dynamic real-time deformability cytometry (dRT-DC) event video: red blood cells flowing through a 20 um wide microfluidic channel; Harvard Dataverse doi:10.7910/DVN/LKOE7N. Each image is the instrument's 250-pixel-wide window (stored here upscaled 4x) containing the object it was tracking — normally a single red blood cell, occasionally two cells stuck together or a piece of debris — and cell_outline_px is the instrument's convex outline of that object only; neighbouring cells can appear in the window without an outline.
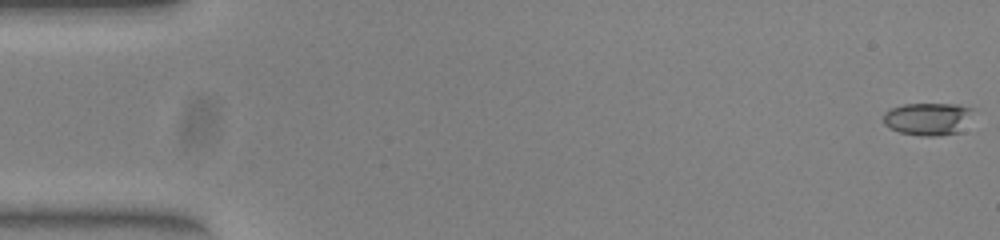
{"species": "common noctule bat (a hibernating species)", "species_latin": "Nyctalus noctula", "temperature_condition": "warm", "stored_images_in_passage": 53, "camera_frame_rate_fps": 3000, "um_per_image_px": 0.085, "animal": {"sex": "female", "body_mass_g": 23.0, "forearm_length_mm": 53.4}, "frame": {"image": 1, "passage_image": 1, "time_ms": 0.0, "image_size_px": [1000, 240], "cell_outline_px": [[976, 108], [964, 132], [940, 136], [920, 136], [900, 132], [888, 128], [884, 124], [884, 112], [888, 108], [904, 104], [956, 104]], "centroid_in_image_um": [78.94, 10.11], "position_along_channel_um": 6.1, "area_um2": 17.74}}
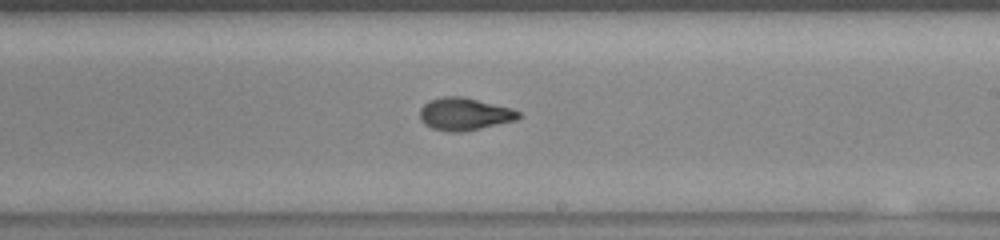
{"frame": {"image": 2, "passage_image": 31, "time_ms": 10.0, "image_size_px": [1000, 240], "cell_outline_px": [[520, 116], [516, 120], [464, 132], [448, 132], [432, 128], [424, 124], [420, 120], [420, 108], [428, 100], [444, 96], [464, 96], [508, 108], [520, 112]], "centroid_in_image_um": [39.42, 9.7], "position_along_channel_um": 249.6, "area_um2": 18.67}}
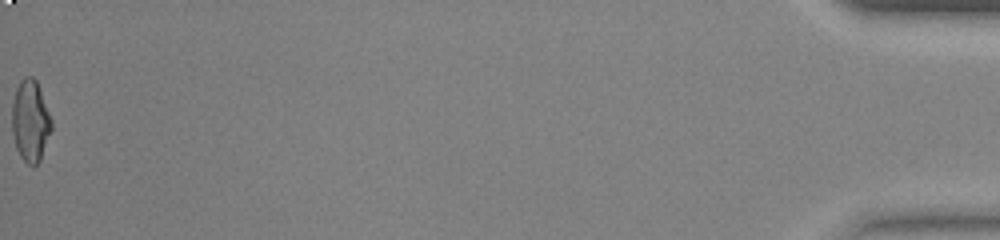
{"frame": {"image": 3, "passage_image": 53, "time_ms": 17.333, "image_size_px": [1000, 240], "cell_outline_px": [[52, 128], [40, 160], [36, 164], [28, 164], [20, 156], [16, 148], [12, 132], [12, 104], [16, 88], [20, 80], [24, 76], [32, 76], [36, 80], [52, 120]], "centroid_in_image_um": [2.57, 10.26], "position_along_channel_um": 432.6, "area_um2": 18.67}, "authors_computed_cell_mechanics": {"area_um2": 18.2648, "velocity_mm_per_s": 3.9487, "shape_relaxation_time_tau1_ms": 4.8046, "shape_relaxation_time_tau2_ms": 1.2586, "deformation_change_tau1": 0.2205, "deformation_change_tau2": 0.0707}}